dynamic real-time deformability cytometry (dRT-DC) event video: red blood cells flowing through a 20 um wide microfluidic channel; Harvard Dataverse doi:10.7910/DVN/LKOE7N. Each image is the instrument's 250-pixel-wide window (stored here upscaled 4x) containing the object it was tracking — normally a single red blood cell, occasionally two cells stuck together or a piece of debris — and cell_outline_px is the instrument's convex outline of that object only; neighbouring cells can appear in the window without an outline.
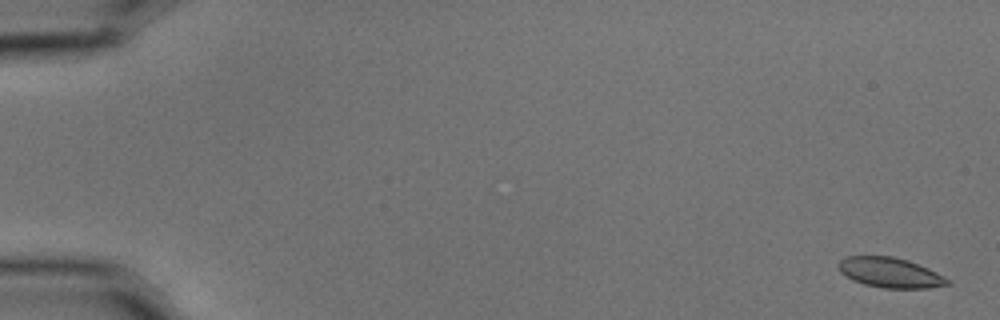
{"species": "common noctule bat (a hibernating species)", "species_latin": "Nyctalus noctula", "temperature_condition": "cold", "stored_images_in_passage": 6, "camera_frame_rate_fps": 3000, "um_per_image_px": 0.085, "animal": {"sex": "male", "body_mass_g": 15.6}, "frame": {"image": 1, "passage_image": 1, "time_ms": 0.0, "image_size_px": [1000, 320], "cell_outline_px": [[952, 284], [928, 288], [884, 288], [864, 284], [852, 280], [840, 272], [836, 264], [844, 256], [892, 256], [908, 260], [928, 268], [952, 280]], "centroid_in_image_um": [75.66, 23.17], "position_along_channel_um": 9.3, "area_um2": 19.31}}
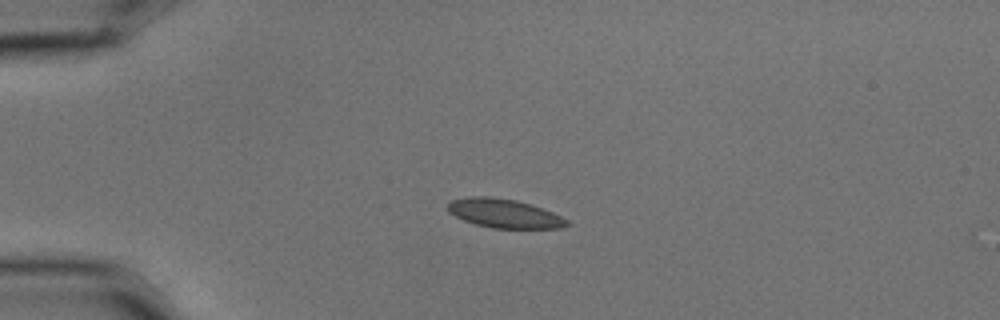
{"frame": {"image": 2, "passage_image": 4, "time_ms": 1.0, "image_size_px": [1000, 320], "cell_outline_px": [[572, 224], [560, 228], [492, 228], [476, 224], [464, 220], [448, 212], [448, 204], [452, 200], [472, 196], [488, 196], [516, 200], [552, 212], [568, 220]], "centroid_in_image_um": [42.86, 18.14], "position_along_channel_um": 42.1, "area_um2": 19.83}}
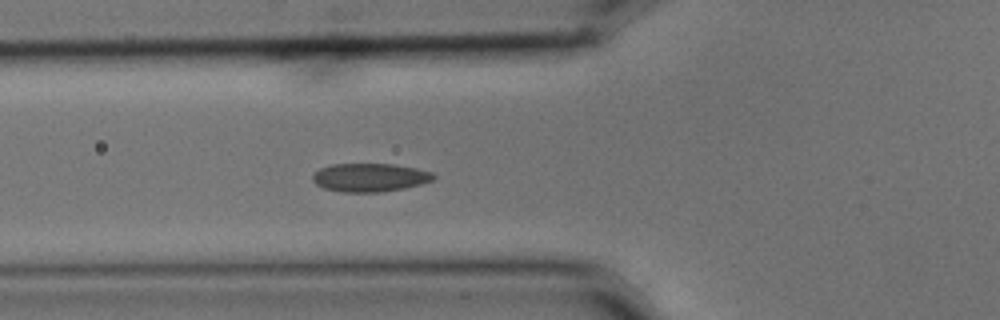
{"frame": {"image": 3, "passage_image": 6, "time_ms": 1.667, "image_size_px": [1000, 320], "cell_outline_px": [[436, 176], [432, 180], [420, 184], [404, 188], [380, 192], [344, 192], [324, 188], [316, 184], [312, 180], [312, 176], [320, 168], [332, 164], [392, 164], [416, 168], [432, 172]], "centroid_in_image_um": [31.43, 15.08], "position_along_channel_um": 94.4, "area_um2": 19.88}}